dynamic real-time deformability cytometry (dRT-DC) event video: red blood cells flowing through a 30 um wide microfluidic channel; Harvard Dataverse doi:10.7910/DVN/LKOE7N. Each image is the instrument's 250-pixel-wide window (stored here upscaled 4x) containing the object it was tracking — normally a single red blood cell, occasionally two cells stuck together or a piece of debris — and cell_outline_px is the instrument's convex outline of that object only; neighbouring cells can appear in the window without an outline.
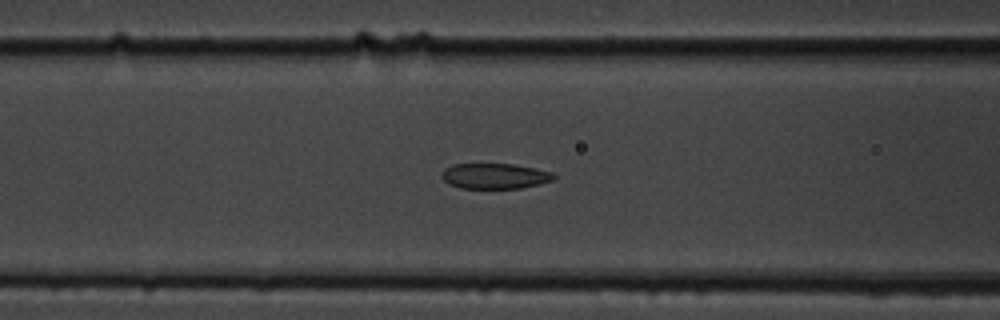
{"species": "common noctule bat (a hibernating species)", "species_latin": "Nyctalus noctula", "temperature_condition": "cold", "stored_images_in_passage": 39, "camera_frame_rate_fps": 3000, "um_per_image_px": 0.085, "animal": {"sex": "male", "body_mass_g": 19.5, "forearm_length_mm": 54.6}, "frame": {"image": 1, "passage_image": 12, "time_ms": 3.667, "image_size_px": [1000, 320], "cell_outline_px": [[556, 176], [552, 180], [540, 184], [520, 188], [460, 188], [448, 184], [440, 176], [444, 168], [452, 164], [512, 164], [536, 168], [552, 172]], "centroid_in_image_um": [42.03, 14.96], "position_along_channel_um": 124.6, "area_um2": 16.7}}
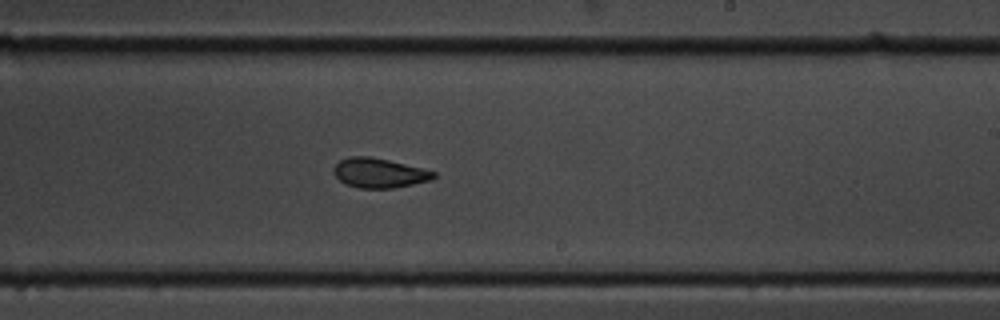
{"frame": {"image": 2, "passage_image": 23, "time_ms": 7.333, "image_size_px": [1000, 320], "cell_outline_px": [[436, 176], [432, 180], [392, 188], [360, 188], [344, 184], [332, 172], [332, 168], [340, 160], [348, 156], [368, 156], [388, 160], [436, 172]], "centroid_in_image_um": [32.19, 14.7], "position_along_channel_um": 256.8, "area_um2": 17.17}}
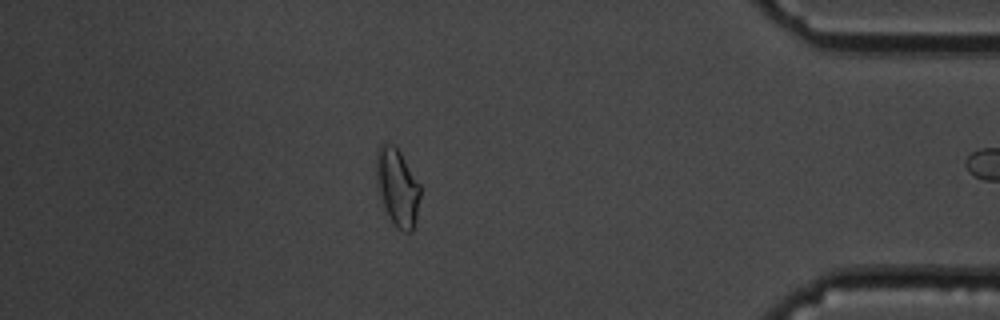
{"frame": {"image": 3, "passage_image": 38, "time_ms": 12.333, "image_size_px": [1000, 320], "cell_outline_px": [[420, 196], [416, 220], [412, 232], [404, 232], [396, 228], [388, 216], [384, 208], [376, 184], [376, 148], [384, 140], [392, 144], [400, 152], [420, 184]], "centroid_in_image_um": [33.75, 15.9], "position_along_channel_um": 401.4, "area_um2": 20.17}}